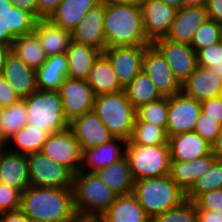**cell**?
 Here are the masks:
<instances>
[{
  "instance_id": "6da1fadb",
  "label": "cell",
  "mask_w": 222,
  "mask_h": 222,
  "mask_svg": "<svg viewBox=\"0 0 222 222\" xmlns=\"http://www.w3.org/2000/svg\"><path fill=\"white\" fill-rule=\"evenodd\" d=\"M20 209L30 220L73 222L78 217L72 188L29 185L22 192Z\"/></svg>"
},
{
  "instance_id": "7a4b0ae2",
  "label": "cell",
  "mask_w": 222,
  "mask_h": 222,
  "mask_svg": "<svg viewBox=\"0 0 222 222\" xmlns=\"http://www.w3.org/2000/svg\"><path fill=\"white\" fill-rule=\"evenodd\" d=\"M104 34L107 47L148 46L140 4H105Z\"/></svg>"
},
{
  "instance_id": "3957f363",
  "label": "cell",
  "mask_w": 222,
  "mask_h": 222,
  "mask_svg": "<svg viewBox=\"0 0 222 222\" xmlns=\"http://www.w3.org/2000/svg\"><path fill=\"white\" fill-rule=\"evenodd\" d=\"M72 189L74 209L80 218L99 219L117 197L96 173L79 171L74 174Z\"/></svg>"
},
{
  "instance_id": "277c9868",
  "label": "cell",
  "mask_w": 222,
  "mask_h": 222,
  "mask_svg": "<svg viewBox=\"0 0 222 222\" xmlns=\"http://www.w3.org/2000/svg\"><path fill=\"white\" fill-rule=\"evenodd\" d=\"M132 194L150 218L179 205L186 199V193L170 175L134 180Z\"/></svg>"
},
{
  "instance_id": "5b68a950",
  "label": "cell",
  "mask_w": 222,
  "mask_h": 222,
  "mask_svg": "<svg viewBox=\"0 0 222 222\" xmlns=\"http://www.w3.org/2000/svg\"><path fill=\"white\" fill-rule=\"evenodd\" d=\"M93 110L114 137L130 140L136 109L124 90L95 96Z\"/></svg>"
},
{
  "instance_id": "8992f818",
  "label": "cell",
  "mask_w": 222,
  "mask_h": 222,
  "mask_svg": "<svg viewBox=\"0 0 222 222\" xmlns=\"http://www.w3.org/2000/svg\"><path fill=\"white\" fill-rule=\"evenodd\" d=\"M23 99L27 107L28 124L48 134L69 128L59 91L37 90Z\"/></svg>"
},
{
  "instance_id": "52a82bcc",
  "label": "cell",
  "mask_w": 222,
  "mask_h": 222,
  "mask_svg": "<svg viewBox=\"0 0 222 222\" xmlns=\"http://www.w3.org/2000/svg\"><path fill=\"white\" fill-rule=\"evenodd\" d=\"M125 156L128 159L134 180L169 175V144L143 146L126 144Z\"/></svg>"
},
{
  "instance_id": "ba28073f",
  "label": "cell",
  "mask_w": 222,
  "mask_h": 222,
  "mask_svg": "<svg viewBox=\"0 0 222 222\" xmlns=\"http://www.w3.org/2000/svg\"><path fill=\"white\" fill-rule=\"evenodd\" d=\"M31 186L72 188L73 174L42 152L27 155Z\"/></svg>"
},
{
  "instance_id": "9c48e42d",
  "label": "cell",
  "mask_w": 222,
  "mask_h": 222,
  "mask_svg": "<svg viewBox=\"0 0 222 222\" xmlns=\"http://www.w3.org/2000/svg\"><path fill=\"white\" fill-rule=\"evenodd\" d=\"M41 152L67 168L73 175L80 171L82 149L69 128L48 134Z\"/></svg>"
},
{
  "instance_id": "30bf717a",
  "label": "cell",
  "mask_w": 222,
  "mask_h": 222,
  "mask_svg": "<svg viewBox=\"0 0 222 222\" xmlns=\"http://www.w3.org/2000/svg\"><path fill=\"white\" fill-rule=\"evenodd\" d=\"M200 114V101L182 92L168 97L167 136L193 131Z\"/></svg>"
},
{
  "instance_id": "8fae6325",
  "label": "cell",
  "mask_w": 222,
  "mask_h": 222,
  "mask_svg": "<svg viewBox=\"0 0 222 222\" xmlns=\"http://www.w3.org/2000/svg\"><path fill=\"white\" fill-rule=\"evenodd\" d=\"M152 44L163 55L181 85L198 66L197 54L189 44L175 42L166 37L157 39Z\"/></svg>"
},
{
  "instance_id": "7c38bea8",
  "label": "cell",
  "mask_w": 222,
  "mask_h": 222,
  "mask_svg": "<svg viewBox=\"0 0 222 222\" xmlns=\"http://www.w3.org/2000/svg\"><path fill=\"white\" fill-rule=\"evenodd\" d=\"M142 71L148 75L163 97L181 92V84L174 77L170 66L153 45L146 46L142 59Z\"/></svg>"
},
{
  "instance_id": "4fadbf2b",
  "label": "cell",
  "mask_w": 222,
  "mask_h": 222,
  "mask_svg": "<svg viewBox=\"0 0 222 222\" xmlns=\"http://www.w3.org/2000/svg\"><path fill=\"white\" fill-rule=\"evenodd\" d=\"M59 93L63 111L69 123L93 110L95 94L86 80L67 77L62 83Z\"/></svg>"
},
{
  "instance_id": "5bb4252c",
  "label": "cell",
  "mask_w": 222,
  "mask_h": 222,
  "mask_svg": "<svg viewBox=\"0 0 222 222\" xmlns=\"http://www.w3.org/2000/svg\"><path fill=\"white\" fill-rule=\"evenodd\" d=\"M143 27L148 40L165 38L169 33L178 9L162 0H142L140 4Z\"/></svg>"
},
{
  "instance_id": "9a60e30c",
  "label": "cell",
  "mask_w": 222,
  "mask_h": 222,
  "mask_svg": "<svg viewBox=\"0 0 222 222\" xmlns=\"http://www.w3.org/2000/svg\"><path fill=\"white\" fill-rule=\"evenodd\" d=\"M146 46L107 47L102 53L109 59L120 85L125 89L142 71Z\"/></svg>"
},
{
  "instance_id": "2e32d148",
  "label": "cell",
  "mask_w": 222,
  "mask_h": 222,
  "mask_svg": "<svg viewBox=\"0 0 222 222\" xmlns=\"http://www.w3.org/2000/svg\"><path fill=\"white\" fill-rule=\"evenodd\" d=\"M105 3L100 2L84 16L81 22L72 30L73 41L90 45L103 52L107 48L104 34Z\"/></svg>"
},
{
  "instance_id": "e0dca14e",
  "label": "cell",
  "mask_w": 222,
  "mask_h": 222,
  "mask_svg": "<svg viewBox=\"0 0 222 222\" xmlns=\"http://www.w3.org/2000/svg\"><path fill=\"white\" fill-rule=\"evenodd\" d=\"M69 129L80 143L82 150L99 146L114 138L94 110L72 120Z\"/></svg>"
},
{
  "instance_id": "ac0fdd59",
  "label": "cell",
  "mask_w": 222,
  "mask_h": 222,
  "mask_svg": "<svg viewBox=\"0 0 222 222\" xmlns=\"http://www.w3.org/2000/svg\"><path fill=\"white\" fill-rule=\"evenodd\" d=\"M0 182L21 193L30 185L27 155L0 146Z\"/></svg>"
},
{
  "instance_id": "d6986e66",
  "label": "cell",
  "mask_w": 222,
  "mask_h": 222,
  "mask_svg": "<svg viewBox=\"0 0 222 222\" xmlns=\"http://www.w3.org/2000/svg\"><path fill=\"white\" fill-rule=\"evenodd\" d=\"M126 141L114 137L99 146L82 150L80 172L95 173L107 165H112L125 155Z\"/></svg>"
},
{
  "instance_id": "ffe728a7",
  "label": "cell",
  "mask_w": 222,
  "mask_h": 222,
  "mask_svg": "<svg viewBox=\"0 0 222 222\" xmlns=\"http://www.w3.org/2000/svg\"><path fill=\"white\" fill-rule=\"evenodd\" d=\"M207 19L206 7H182L178 9L166 38L190 45L194 33Z\"/></svg>"
},
{
  "instance_id": "44dd1931",
  "label": "cell",
  "mask_w": 222,
  "mask_h": 222,
  "mask_svg": "<svg viewBox=\"0 0 222 222\" xmlns=\"http://www.w3.org/2000/svg\"><path fill=\"white\" fill-rule=\"evenodd\" d=\"M171 161H192L212 153V145L191 131L168 137Z\"/></svg>"
},
{
  "instance_id": "7402d4cb",
  "label": "cell",
  "mask_w": 222,
  "mask_h": 222,
  "mask_svg": "<svg viewBox=\"0 0 222 222\" xmlns=\"http://www.w3.org/2000/svg\"><path fill=\"white\" fill-rule=\"evenodd\" d=\"M181 92L201 102L220 96L222 94V81L209 68L197 66L181 85Z\"/></svg>"
},
{
  "instance_id": "603a6c76",
  "label": "cell",
  "mask_w": 222,
  "mask_h": 222,
  "mask_svg": "<svg viewBox=\"0 0 222 222\" xmlns=\"http://www.w3.org/2000/svg\"><path fill=\"white\" fill-rule=\"evenodd\" d=\"M2 75L21 99L38 90L36 70L28 67L11 52L6 58Z\"/></svg>"
},
{
  "instance_id": "cb8c5ba5",
  "label": "cell",
  "mask_w": 222,
  "mask_h": 222,
  "mask_svg": "<svg viewBox=\"0 0 222 222\" xmlns=\"http://www.w3.org/2000/svg\"><path fill=\"white\" fill-rule=\"evenodd\" d=\"M217 157L211 153L192 161H170L171 179L187 193L195 181L205 173Z\"/></svg>"
},
{
  "instance_id": "d4e9b609",
  "label": "cell",
  "mask_w": 222,
  "mask_h": 222,
  "mask_svg": "<svg viewBox=\"0 0 222 222\" xmlns=\"http://www.w3.org/2000/svg\"><path fill=\"white\" fill-rule=\"evenodd\" d=\"M33 33L47 56L66 53L72 40L71 32L49 19L37 20Z\"/></svg>"
},
{
  "instance_id": "484cf974",
  "label": "cell",
  "mask_w": 222,
  "mask_h": 222,
  "mask_svg": "<svg viewBox=\"0 0 222 222\" xmlns=\"http://www.w3.org/2000/svg\"><path fill=\"white\" fill-rule=\"evenodd\" d=\"M101 53L95 47L71 40L66 52L68 59L67 77L86 80L95 60Z\"/></svg>"
},
{
  "instance_id": "4316f807",
  "label": "cell",
  "mask_w": 222,
  "mask_h": 222,
  "mask_svg": "<svg viewBox=\"0 0 222 222\" xmlns=\"http://www.w3.org/2000/svg\"><path fill=\"white\" fill-rule=\"evenodd\" d=\"M67 70L66 53L47 56L45 62L36 70L38 90L59 91L67 78Z\"/></svg>"
},
{
  "instance_id": "83f0119b",
  "label": "cell",
  "mask_w": 222,
  "mask_h": 222,
  "mask_svg": "<svg viewBox=\"0 0 222 222\" xmlns=\"http://www.w3.org/2000/svg\"><path fill=\"white\" fill-rule=\"evenodd\" d=\"M86 82L93 89L95 96L124 90L109 59L103 53L95 60Z\"/></svg>"
},
{
  "instance_id": "f1b7e54d",
  "label": "cell",
  "mask_w": 222,
  "mask_h": 222,
  "mask_svg": "<svg viewBox=\"0 0 222 222\" xmlns=\"http://www.w3.org/2000/svg\"><path fill=\"white\" fill-rule=\"evenodd\" d=\"M99 219L101 222H150V217L132 193L117 196L108 211Z\"/></svg>"
},
{
  "instance_id": "f546056e",
  "label": "cell",
  "mask_w": 222,
  "mask_h": 222,
  "mask_svg": "<svg viewBox=\"0 0 222 222\" xmlns=\"http://www.w3.org/2000/svg\"><path fill=\"white\" fill-rule=\"evenodd\" d=\"M95 173L117 196L133 192L134 179L125 155L112 165H107Z\"/></svg>"
},
{
  "instance_id": "4dcf8cb0",
  "label": "cell",
  "mask_w": 222,
  "mask_h": 222,
  "mask_svg": "<svg viewBox=\"0 0 222 222\" xmlns=\"http://www.w3.org/2000/svg\"><path fill=\"white\" fill-rule=\"evenodd\" d=\"M99 3L100 0H63L49 20L72 32L89 10Z\"/></svg>"
},
{
  "instance_id": "1f68e13d",
  "label": "cell",
  "mask_w": 222,
  "mask_h": 222,
  "mask_svg": "<svg viewBox=\"0 0 222 222\" xmlns=\"http://www.w3.org/2000/svg\"><path fill=\"white\" fill-rule=\"evenodd\" d=\"M47 137V132L27 123L4 146L12 152L29 155L41 152Z\"/></svg>"
},
{
  "instance_id": "d6a6232c",
  "label": "cell",
  "mask_w": 222,
  "mask_h": 222,
  "mask_svg": "<svg viewBox=\"0 0 222 222\" xmlns=\"http://www.w3.org/2000/svg\"><path fill=\"white\" fill-rule=\"evenodd\" d=\"M10 47L12 54L34 70L39 69L47 58L34 33L16 37Z\"/></svg>"
},
{
  "instance_id": "836d02e7",
  "label": "cell",
  "mask_w": 222,
  "mask_h": 222,
  "mask_svg": "<svg viewBox=\"0 0 222 222\" xmlns=\"http://www.w3.org/2000/svg\"><path fill=\"white\" fill-rule=\"evenodd\" d=\"M28 123L27 107L24 99L2 108L0 118V145H4Z\"/></svg>"
},
{
  "instance_id": "e575fe53",
  "label": "cell",
  "mask_w": 222,
  "mask_h": 222,
  "mask_svg": "<svg viewBox=\"0 0 222 222\" xmlns=\"http://www.w3.org/2000/svg\"><path fill=\"white\" fill-rule=\"evenodd\" d=\"M127 98L135 109L141 105L157 101L163 96L148 75L141 71L124 89Z\"/></svg>"
},
{
  "instance_id": "d590c367",
  "label": "cell",
  "mask_w": 222,
  "mask_h": 222,
  "mask_svg": "<svg viewBox=\"0 0 222 222\" xmlns=\"http://www.w3.org/2000/svg\"><path fill=\"white\" fill-rule=\"evenodd\" d=\"M222 188V159L216 158L211 167L195 181L186 198L195 201L200 195Z\"/></svg>"
},
{
  "instance_id": "8d00e7d4",
  "label": "cell",
  "mask_w": 222,
  "mask_h": 222,
  "mask_svg": "<svg viewBox=\"0 0 222 222\" xmlns=\"http://www.w3.org/2000/svg\"><path fill=\"white\" fill-rule=\"evenodd\" d=\"M166 131L155 124L141 122L137 118L134 121L132 136L126 144H138L143 146L167 144Z\"/></svg>"
},
{
  "instance_id": "74e56055",
  "label": "cell",
  "mask_w": 222,
  "mask_h": 222,
  "mask_svg": "<svg viewBox=\"0 0 222 222\" xmlns=\"http://www.w3.org/2000/svg\"><path fill=\"white\" fill-rule=\"evenodd\" d=\"M0 16L5 18L6 28L15 38L33 33L37 22L32 14L15 6Z\"/></svg>"
},
{
  "instance_id": "f35d334b",
  "label": "cell",
  "mask_w": 222,
  "mask_h": 222,
  "mask_svg": "<svg viewBox=\"0 0 222 222\" xmlns=\"http://www.w3.org/2000/svg\"><path fill=\"white\" fill-rule=\"evenodd\" d=\"M168 97L141 105L136 109V118L162 127L167 133Z\"/></svg>"
},
{
  "instance_id": "ab89813d",
  "label": "cell",
  "mask_w": 222,
  "mask_h": 222,
  "mask_svg": "<svg viewBox=\"0 0 222 222\" xmlns=\"http://www.w3.org/2000/svg\"><path fill=\"white\" fill-rule=\"evenodd\" d=\"M197 206L194 201L185 199L179 205L150 218V222H196Z\"/></svg>"
},
{
  "instance_id": "60d3db41",
  "label": "cell",
  "mask_w": 222,
  "mask_h": 222,
  "mask_svg": "<svg viewBox=\"0 0 222 222\" xmlns=\"http://www.w3.org/2000/svg\"><path fill=\"white\" fill-rule=\"evenodd\" d=\"M221 40L222 24L208 18L194 33L190 46L197 53L200 49Z\"/></svg>"
},
{
  "instance_id": "b9f144b4",
  "label": "cell",
  "mask_w": 222,
  "mask_h": 222,
  "mask_svg": "<svg viewBox=\"0 0 222 222\" xmlns=\"http://www.w3.org/2000/svg\"><path fill=\"white\" fill-rule=\"evenodd\" d=\"M196 54L198 66L209 68L222 81V40L200 49Z\"/></svg>"
},
{
  "instance_id": "7bdbcfd3",
  "label": "cell",
  "mask_w": 222,
  "mask_h": 222,
  "mask_svg": "<svg viewBox=\"0 0 222 222\" xmlns=\"http://www.w3.org/2000/svg\"><path fill=\"white\" fill-rule=\"evenodd\" d=\"M221 127L222 125L219 124L216 120L209 118L207 115H204L201 112L193 131L201 135L212 145V143L216 140L219 132L221 131Z\"/></svg>"
},
{
  "instance_id": "ee69618b",
  "label": "cell",
  "mask_w": 222,
  "mask_h": 222,
  "mask_svg": "<svg viewBox=\"0 0 222 222\" xmlns=\"http://www.w3.org/2000/svg\"><path fill=\"white\" fill-rule=\"evenodd\" d=\"M22 193L0 182V214L20 209Z\"/></svg>"
},
{
  "instance_id": "f6af8a7d",
  "label": "cell",
  "mask_w": 222,
  "mask_h": 222,
  "mask_svg": "<svg viewBox=\"0 0 222 222\" xmlns=\"http://www.w3.org/2000/svg\"><path fill=\"white\" fill-rule=\"evenodd\" d=\"M194 202L197 210L222 211V188L206 192Z\"/></svg>"
},
{
  "instance_id": "bcb514c9",
  "label": "cell",
  "mask_w": 222,
  "mask_h": 222,
  "mask_svg": "<svg viewBox=\"0 0 222 222\" xmlns=\"http://www.w3.org/2000/svg\"><path fill=\"white\" fill-rule=\"evenodd\" d=\"M201 112L222 125V96L201 101Z\"/></svg>"
},
{
  "instance_id": "7dc6e473",
  "label": "cell",
  "mask_w": 222,
  "mask_h": 222,
  "mask_svg": "<svg viewBox=\"0 0 222 222\" xmlns=\"http://www.w3.org/2000/svg\"><path fill=\"white\" fill-rule=\"evenodd\" d=\"M21 98L11 88L5 77L0 74V107L5 108L16 103Z\"/></svg>"
},
{
  "instance_id": "c3c4849f",
  "label": "cell",
  "mask_w": 222,
  "mask_h": 222,
  "mask_svg": "<svg viewBox=\"0 0 222 222\" xmlns=\"http://www.w3.org/2000/svg\"><path fill=\"white\" fill-rule=\"evenodd\" d=\"M63 0H38L39 20L49 19Z\"/></svg>"
},
{
  "instance_id": "681fc988",
  "label": "cell",
  "mask_w": 222,
  "mask_h": 222,
  "mask_svg": "<svg viewBox=\"0 0 222 222\" xmlns=\"http://www.w3.org/2000/svg\"><path fill=\"white\" fill-rule=\"evenodd\" d=\"M206 10L209 19L222 24V0H208Z\"/></svg>"
},
{
  "instance_id": "f907efd6",
  "label": "cell",
  "mask_w": 222,
  "mask_h": 222,
  "mask_svg": "<svg viewBox=\"0 0 222 222\" xmlns=\"http://www.w3.org/2000/svg\"><path fill=\"white\" fill-rule=\"evenodd\" d=\"M15 7L27 11L39 20L38 0H11Z\"/></svg>"
},
{
  "instance_id": "816d5d0a",
  "label": "cell",
  "mask_w": 222,
  "mask_h": 222,
  "mask_svg": "<svg viewBox=\"0 0 222 222\" xmlns=\"http://www.w3.org/2000/svg\"><path fill=\"white\" fill-rule=\"evenodd\" d=\"M0 222H31V220L21 209H18L1 213Z\"/></svg>"
},
{
  "instance_id": "f5cc1de1",
  "label": "cell",
  "mask_w": 222,
  "mask_h": 222,
  "mask_svg": "<svg viewBox=\"0 0 222 222\" xmlns=\"http://www.w3.org/2000/svg\"><path fill=\"white\" fill-rule=\"evenodd\" d=\"M196 222H222V211L197 210Z\"/></svg>"
},
{
  "instance_id": "db71d44e",
  "label": "cell",
  "mask_w": 222,
  "mask_h": 222,
  "mask_svg": "<svg viewBox=\"0 0 222 222\" xmlns=\"http://www.w3.org/2000/svg\"><path fill=\"white\" fill-rule=\"evenodd\" d=\"M15 37L6 28L5 18L0 16V43L11 46Z\"/></svg>"
},
{
  "instance_id": "11a10c76",
  "label": "cell",
  "mask_w": 222,
  "mask_h": 222,
  "mask_svg": "<svg viewBox=\"0 0 222 222\" xmlns=\"http://www.w3.org/2000/svg\"><path fill=\"white\" fill-rule=\"evenodd\" d=\"M212 153L218 158L222 159V127L216 140L212 143Z\"/></svg>"
},
{
  "instance_id": "9f6ffc18",
  "label": "cell",
  "mask_w": 222,
  "mask_h": 222,
  "mask_svg": "<svg viewBox=\"0 0 222 222\" xmlns=\"http://www.w3.org/2000/svg\"><path fill=\"white\" fill-rule=\"evenodd\" d=\"M11 52V47L9 45L0 43V74L3 73L6 58Z\"/></svg>"
},
{
  "instance_id": "6f0895ef",
  "label": "cell",
  "mask_w": 222,
  "mask_h": 222,
  "mask_svg": "<svg viewBox=\"0 0 222 222\" xmlns=\"http://www.w3.org/2000/svg\"><path fill=\"white\" fill-rule=\"evenodd\" d=\"M142 0H100L105 4H126V5H136L141 4Z\"/></svg>"
},
{
  "instance_id": "680465c9",
  "label": "cell",
  "mask_w": 222,
  "mask_h": 222,
  "mask_svg": "<svg viewBox=\"0 0 222 222\" xmlns=\"http://www.w3.org/2000/svg\"><path fill=\"white\" fill-rule=\"evenodd\" d=\"M208 0H184V7H206Z\"/></svg>"
},
{
  "instance_id": "91938a15",
  "label": "cell",
  "mask_w": 222,
  "mask_h": 222,
  "mask_svg": "<svg viewBox=\"0 0 222 222\" xmlns=\"http://www.w3.org/2000/svg\"><path fill=\"white\" fill-rule=\"evenodd\" d=\"M12 6L14 5L11 0H0V13H5L9 8H12Z\"/></svg>"
},
{
  "instance_id": "94428289",
  "label": "cell",
  "mask_w": 222,
  "mask_h": 222,
  "mask_svg": "<svg viewBox=\"0 0 222 222\" xmlns=\"http://www.w3.org/2000/svg\"><path fill=\"white\" fill-rule=\"evenodd\" d=\"M167 5L175 6L177 9L184 7V0H162Z\"/></svg>"
},
{
  "instance_id": "6125c7cd",
  "label": "cell",
  "mask_w": 222,
  "mask_h": 222,
  "mask_svg": "<svg viewBox=\"0 0 222 222\" xmlns=\"http://www.w3.org/2000/svg\"><path fill=\"white\" fill-rule=\"evenodd\" d=\"M73 222H101L100 219L77 217Z\"/></svg>"
},
{
  "instance_id": "be15d7a7",
  "label": "cell",
  "mask_w": 222,
  "mask_h": 222,
  "mask_svg": "<svg viewBox=\"0 0 222 222\" xmlns=\"http://www.w3.org/2000/svg\"><path fill=\"white\" fill-rule=\"evenodd\" d=\"M31 222H45V221L31 220Z\"/></svg>"
},
{
  "instance_id": "e7e4bbea",
  "label": "cell",
  "mask_w": 222,
  "mask_h": 222,
  "mask_svg": "<svg viewBox=\"0 0 222 222\" xmlns=\"http://www.w3.org/2000/svg\"><path fill=\"white\" fill-rule=\"evenodd\" d=\"M1 114H2V108L0 107V118H1Z\"/></svg>"
}]
</instances>
